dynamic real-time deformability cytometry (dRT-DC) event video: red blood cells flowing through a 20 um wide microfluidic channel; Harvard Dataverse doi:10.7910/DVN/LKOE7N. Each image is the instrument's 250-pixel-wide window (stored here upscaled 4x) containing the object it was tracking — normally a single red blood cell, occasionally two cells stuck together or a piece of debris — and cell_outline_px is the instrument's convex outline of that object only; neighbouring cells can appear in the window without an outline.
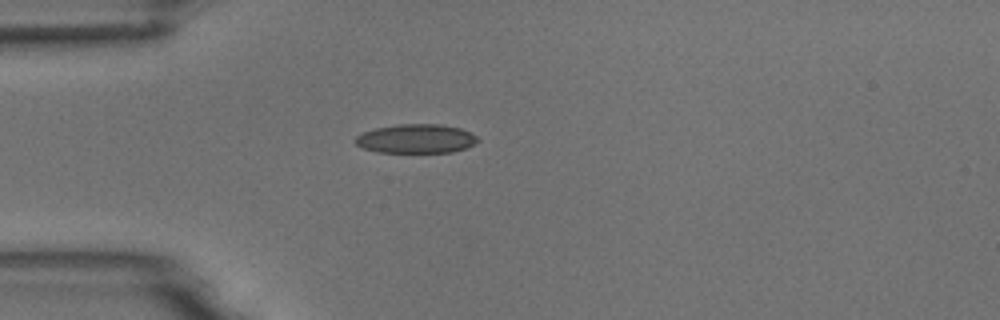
{"species": "common noctule bat (a hibernating species)", "species_latin": "Nyctalus noctula", "temperature_condition": "room temperature", "stored_images_in_passage": 1, "camera_frame_rate_fps": 3000, "um_per_image_px": 0.085, "animal": {"sex": "male", "body_mass_g": 18.8}, "frame": {"image": 1, "passage_image": 1, "time_ms": 0.0, "image_size_px": [1000, 320], "cell_outline_px": [[480, 140], [464, 148], [452, 152], [376, 152], [364, 148], [356, 144], [352, 140], [356, 136], [364, 132], [376, 128], [396, 124], [440, 124], [460, 128], [476, 136]], "centroid_in_image_um": [35.32, 11.78], "position_along_channel_um": 49.7, "area_um2": 20.58}}